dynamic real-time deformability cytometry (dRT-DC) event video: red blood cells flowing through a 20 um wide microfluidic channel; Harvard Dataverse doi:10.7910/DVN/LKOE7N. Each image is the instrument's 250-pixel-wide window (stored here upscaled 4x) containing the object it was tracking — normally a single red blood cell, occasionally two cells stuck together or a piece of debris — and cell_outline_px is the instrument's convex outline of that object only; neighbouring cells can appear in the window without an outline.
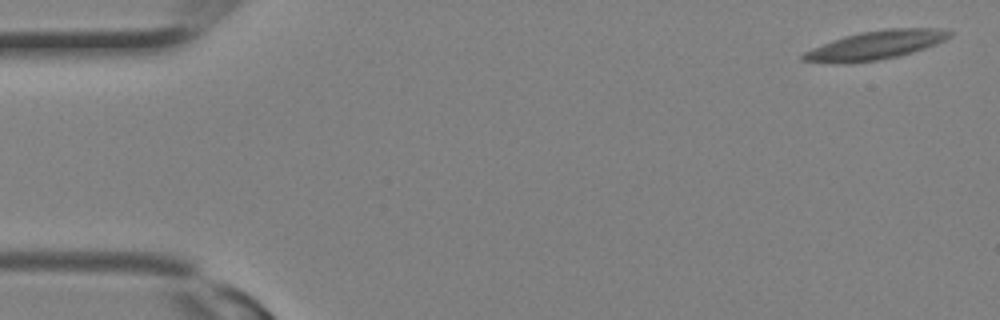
{"species": "Egyptian fruit bat (a non-hibernating species)", "species_latin": "Rousettus aegyptiacus", "temperature_condition": "room temperature", "stored_images_in_passage": 7, "camera_frame_rate_fps": 3000, "um_per_image_px": 0.085, "animal": {"sex": "female"}, "frame": {"image": 1, "passage_image": 1, "time_ms": 0.0, "image_size_px": [1000, 320], "cell_outline_px": [[952, 36], [936, 44], [900, 56], [880, 60], [848, 64], [840, 64], [800, 60], [800, 56], [804, 52], [812, 48], [832, 40], [844, 36], [860, 32], [884, 28], [936, 28], [952, 32]], "centroid_in_image_um": [74.39, 3.85], "position_along_channel_um": 10.6, "area_um2": 24.74}}